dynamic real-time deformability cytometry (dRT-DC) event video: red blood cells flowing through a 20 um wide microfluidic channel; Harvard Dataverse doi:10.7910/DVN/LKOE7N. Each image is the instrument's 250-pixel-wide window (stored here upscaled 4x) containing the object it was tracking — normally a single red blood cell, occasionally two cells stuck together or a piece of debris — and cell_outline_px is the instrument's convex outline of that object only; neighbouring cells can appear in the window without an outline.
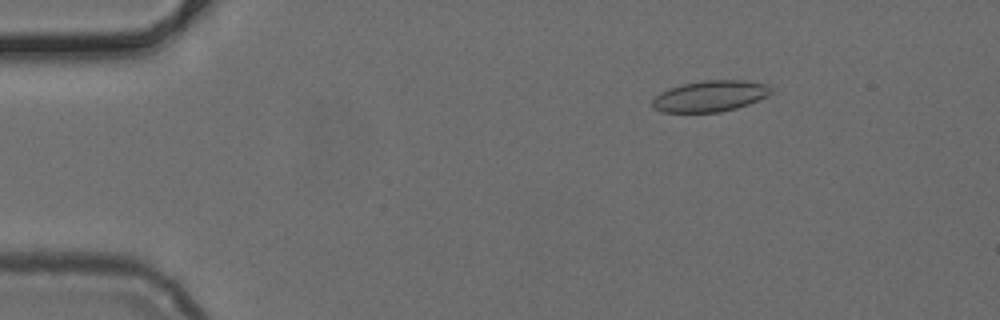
{"species": "common noctule bat (a hibernating species)", "species_latin": "Nyctalus noctula", "temperature_condition": "cold", "stored_images_in_passage": 28, "camera_frame_rate_fps": 3000, "um_per_image_px": 0.085, "animal": {"sex": "female", "body_mass_g": 24.6, "forearm_length_mm": 56.2}, "frame": {"image": 1, "passage_image": 8, "time_ms": 2.333, "image_size_px": [1000, 320], "cell_outline_px": [[772, 92], [768, 96], [748, 104], [736, 108], [720, 112], [660, 112], [652, 104], [652, 100], [660, 92], [668, 88], [684, 84], [704, 80], [744, 80], [768, 84], [772, 88]], "centroid_in_image_um": [60.39, 8.16], "position_along_channel_um": 24.6, "area_um2": 21.5}}
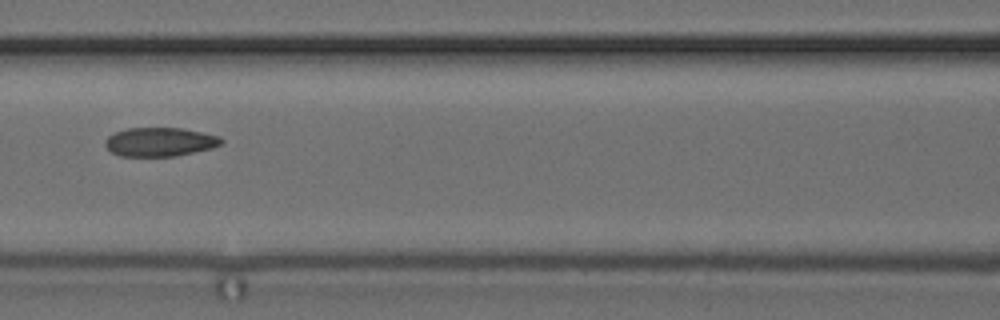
{"frame": {"image": 2, "passage_image": 23, "time_ms": 7.333, "image_size_px": [1000, 320], "cell_outline_px": [[224, 140], [220, 144], [212, 148], [176, 156], [120, 156], [112, 152], [104, 144], [104, 140], [108, 136], [116, 132], [128, 128], [184, 128], [220, 136]], "centroid_in_image_um": [13.6, 12.06], "position_along_channel_um": 153.0, "area_um2": 19.54}}
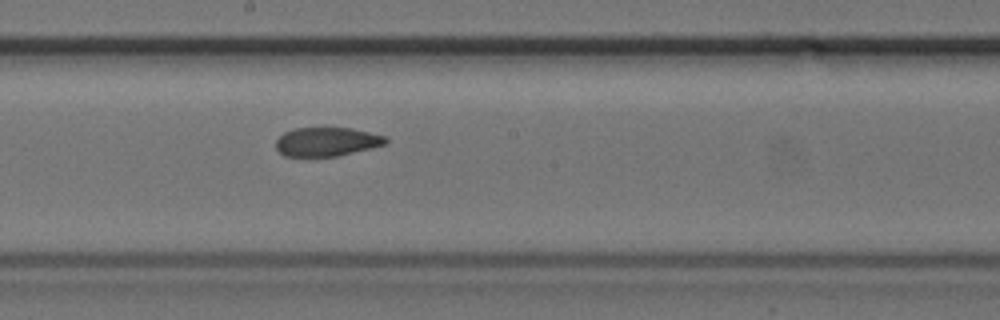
{"frame": {"image": 3, "passage_image": 28, "time_ms": 9.0, "image_size_px": [1000, 320], "cell_outline_px": [[388, 144], [372, 148], [336, 156], [284, 156], [276, 148], [276, 140], [284, 132], [296, 128], [352, 128], [388, 136]], "centroid_in_image_um": [27.82, 12.04], "position_along_channel_um": 220.4, "area_um2": 18.55}}